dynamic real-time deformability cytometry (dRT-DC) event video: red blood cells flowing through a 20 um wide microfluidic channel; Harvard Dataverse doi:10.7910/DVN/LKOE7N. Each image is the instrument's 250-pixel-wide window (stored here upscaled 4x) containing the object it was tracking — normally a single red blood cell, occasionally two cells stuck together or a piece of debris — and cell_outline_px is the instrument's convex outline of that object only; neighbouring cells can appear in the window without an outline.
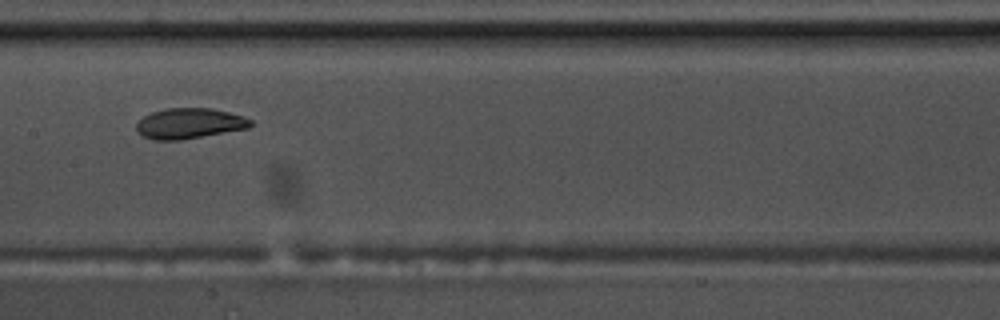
{"species": "common noctule bat (a hibernating species)", "species_latin": "Nyctalus noctula", "temperature_condition": "warm", "stored_images_in_passage": 12, "camera_frame_rate_fps": 3000, "um_per_image_px": 0.085, "animal": {"sex": "male", "body_mass_g": 17.5, "forearm_length_mm": 52.3}, "frame": {"image": 1, "passage_image": 6, "time_ms": 1.667, "image_size_px": [1000, 320], "cell_outline_px": [[252, 124], [248, 128], [180, 140], [152, 140], [136, 132], [136, 124], [144, 116], [152, 112], [164, 108], [212, 108], [228, 112], [252, 120]], "centroid_in_image_um": [16.05, 10.49], "position_along_channel_um": 191.3, "area_um2": 20.17}}
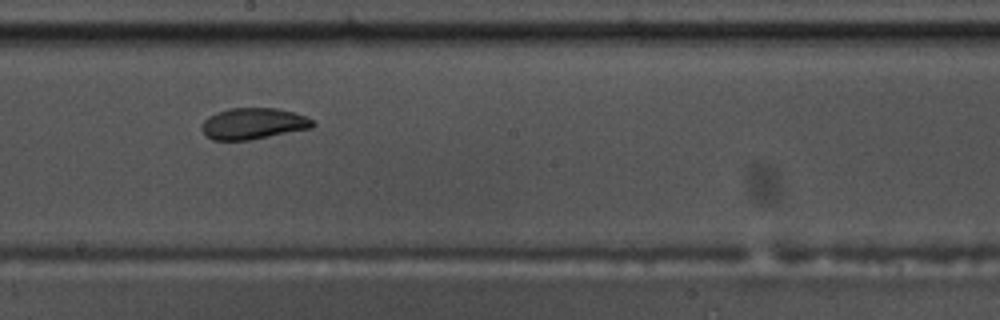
{"frame": {"image": 2, "passage_image": 7, "time_ms": 2.0, "image_size_px": [1000, 320], "cell_outline_px": [[316, 124], [312, 128], [252, 140], [212, 140], [204, 136], [200, 128], [204, 120], [208, 116], [216, 112], [228, 108], [276, 108], [292, 112], [304, 116], [312, 120]], "centroid_in_image_um": [21.48, 10.52], "position_along_channel_um": 226.7, "area_um2": 20.46}}